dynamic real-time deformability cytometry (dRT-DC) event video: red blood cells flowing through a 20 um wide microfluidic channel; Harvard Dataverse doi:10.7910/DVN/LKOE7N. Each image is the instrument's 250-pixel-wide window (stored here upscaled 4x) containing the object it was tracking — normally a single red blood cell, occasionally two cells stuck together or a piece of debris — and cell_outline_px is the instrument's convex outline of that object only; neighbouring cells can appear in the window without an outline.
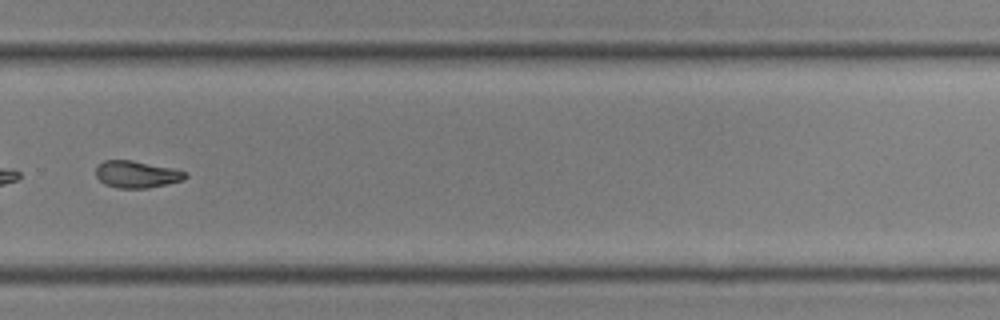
{"species": "common noctule bat (a hibernating species)", "species_latin": "Nyctalus noctula", "temperature_condition": "room temperature", "stored_images_in_passage": 40, "camera_frame_rate_fps": 3000, "um_per_image_px": 0.085, "animal": {"sex": "male", "body_mass_g": 19.0, "forearm_length_mm": 50.8}, "frame": {"image": 1, "passage_image": 29, "time_ms": 9.333, "image_size_px": [1000, 320], "cell_outline_px": [[188, 176], [184, 180], [168, 184], [148, 188], [116, 188], [104, 184], [96, 176], [96, 168], [104, 160], [132, 160], [172, 168], [188, 172]], "centroid_in_image_um": [11.65, 14.82], "position_along_channel_um": 318.2, "area_um2": 14.16}}